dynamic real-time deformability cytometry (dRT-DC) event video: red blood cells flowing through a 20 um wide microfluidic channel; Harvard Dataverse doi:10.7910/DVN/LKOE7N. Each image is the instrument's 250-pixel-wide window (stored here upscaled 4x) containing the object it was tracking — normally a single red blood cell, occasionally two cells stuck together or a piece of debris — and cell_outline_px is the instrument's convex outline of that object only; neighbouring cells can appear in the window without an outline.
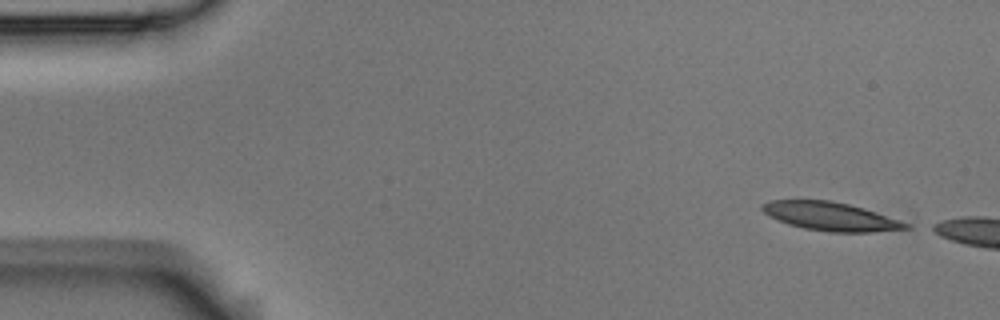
{"species": "Egyptian fruit bat (a non-hibernating species)", "species_latin": "Rousettus aegyptiacus", "temperature_condition": "room temperature", "stored_images_in_passage": 6, "camera_frame_rate_fps": 3000, "um_per_image_px": 0.085, "animal": {"sex": "male"}, "frame": {"image": 1, "passage_image": 1, "time_ms": 0.0, "image_size_px": [1000, 320], "cell_outline_px": [[912, 228], [872, 232], [828, 232], [804, 228], [788, 224], [768, 216], [760, 208], [760, 204], [772, 200], [832, 200], [864, 208], [912, 224]], "centroid_in_image_um": [70.61, 18.39], "position_along_channel_um": 14.4, "area_um2": 23.99}}
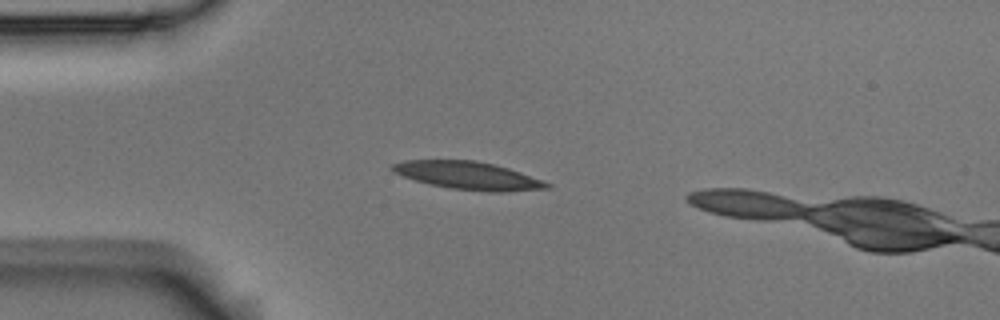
{"frame": {"image": 2, "passage_image": 4, "time_ms": 1.0, "image_size_px": [1000, 320], "cell_outline_px": [[552, 188], [504, 192], [488, 192], [452, 188], [432, 184], [416, 180], [392, 172], [388, 168], [392, 164], [404, 160], [476, 160], [508, 168], [520, 172], [552, 184]], "centroid_in_image_um": [39.79, 14.92], "position_along_channel_um": 45.2, "area_um2": 24.97}}
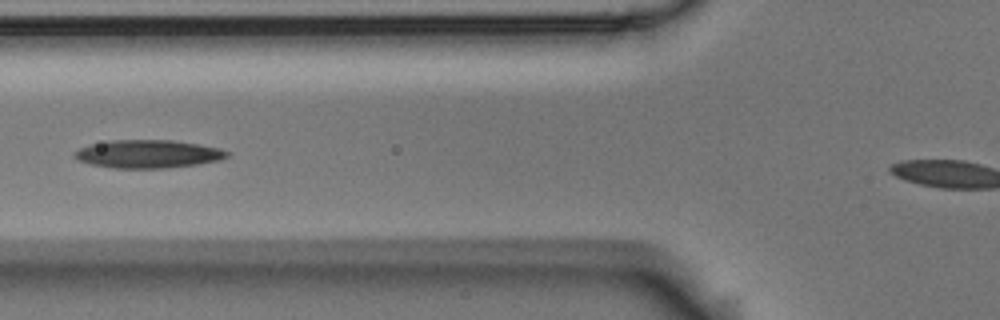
{"frame": {"image": 3, "passage_image": 6, "time_ms": 1.667, "image_size_px": [1000, 320], "cell_outline_px": [[232, 152], [228, 156], [220, 160], [196, 164], [168, 168], [112, 168], [92, 164], [76, 160], [72, 156], [72, 152], [88, 144], [108, 140], [172, 140], [200, 144], [220, 148]], "centroid_in_image_um": [12.56, 13.08], "position_along_channel_um": 113.2, "area_um2": 25.32}}